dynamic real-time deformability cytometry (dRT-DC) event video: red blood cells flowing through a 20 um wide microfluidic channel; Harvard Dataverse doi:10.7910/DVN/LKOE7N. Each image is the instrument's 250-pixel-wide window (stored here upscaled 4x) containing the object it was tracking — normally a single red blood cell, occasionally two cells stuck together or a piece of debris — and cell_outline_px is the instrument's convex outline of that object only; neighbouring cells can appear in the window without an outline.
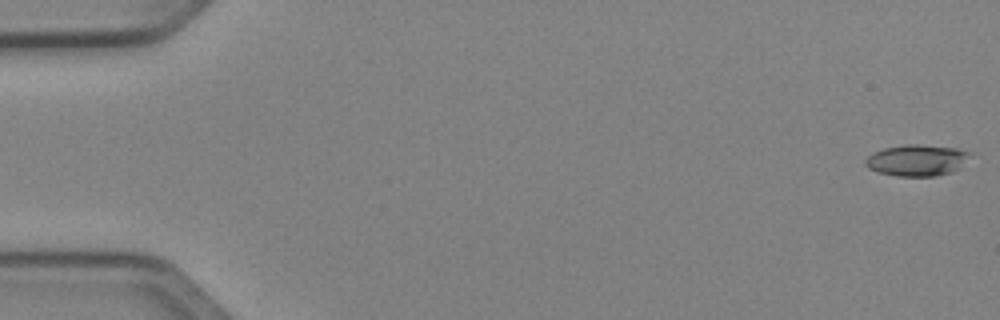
{"species": "Egyptian fruit bat (a non-hibernating species)", "species_latin": "Rousettus aegyptiacus", "temperature_condition": "cold", "stored_images_in_passage": 48, "camera_frame_rate_fps": 3000, "um_per_image_px": 0.085, "animal": {"sex": "female"}, "frame": {"image": 1, "passage_image": 1, "time_ms": 0.0, "image_size_px": [1000, 320], "cell_outline_px": [[968, 152], [960, 168], [952, 172], [936, 176], [896, 176], [876, 172], [868, 168], [864, 164], [864, 160], [872, 152], [884, 148], [908, 144], [916, 144], [956, 148]], "centroid_in_image_um": [77.84, 13.63], "position_along_channel_um": 7.2, "area_um2": 18.96}}
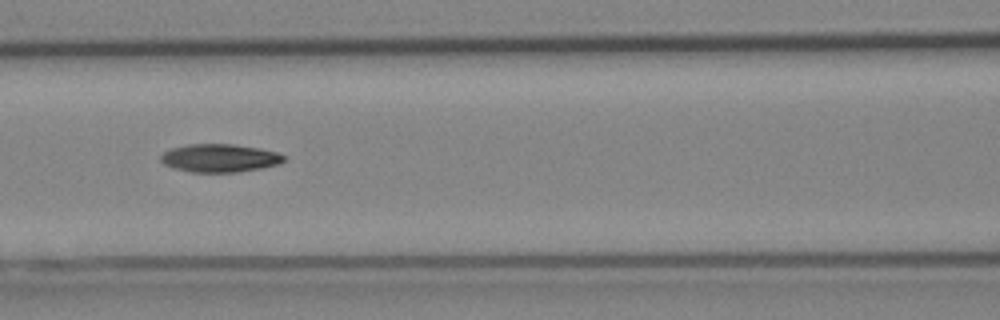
{"frame": {"image": 2, "passage_image": 23, "time_ms": 7.333, "image_size_px": [1000, 320], "cell_outline_px": [[284, 160], [276, 164], [260, 168], [236, 172], [192, 172], [176, 168], [164, 164], [160, 160], [160, 156], [164, 152], [172, 148], [188, 144], [232, 144], [260, 148], [276, 152], [284, 156]], "centroid_in_image_um": [18.64, 13.43], "position_along_channel_um": 148.0, "area_um2": 19.88}}
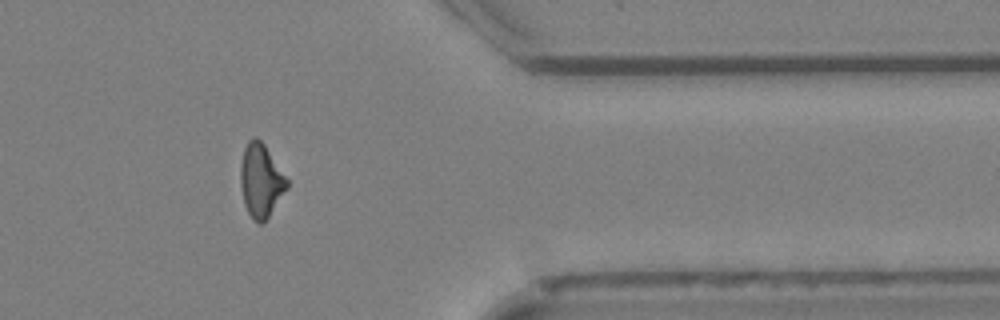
{"frame": {"image": 3, "passage_image": 42, "time_ms": 13.667, "image_size_px": [1000, 320], "cell_outline_px": [[288, 188], [268, 216], [260, 224], [248, 212], [244, 204], [240, 184], [240, 168], [244, 148], [248, 140], [252, 136], [256, 136], [264, 144], [288, 180]], "centroid_in_image_um": [22.16, 15.3], "position_along_channel_um": 389.2, "area_um2": 19.59}, "authors_computed_cell_mechanics": {"area_um2": 19.5942, "velocity_mm_per_s": 4.081, "shape_relaxation_time_tau1_ms": 6.2139, "shape_relaxation_time_tau2_ms": null, "deformation_change_tau1": 0.1908, "deformation_change_tau2": null}}